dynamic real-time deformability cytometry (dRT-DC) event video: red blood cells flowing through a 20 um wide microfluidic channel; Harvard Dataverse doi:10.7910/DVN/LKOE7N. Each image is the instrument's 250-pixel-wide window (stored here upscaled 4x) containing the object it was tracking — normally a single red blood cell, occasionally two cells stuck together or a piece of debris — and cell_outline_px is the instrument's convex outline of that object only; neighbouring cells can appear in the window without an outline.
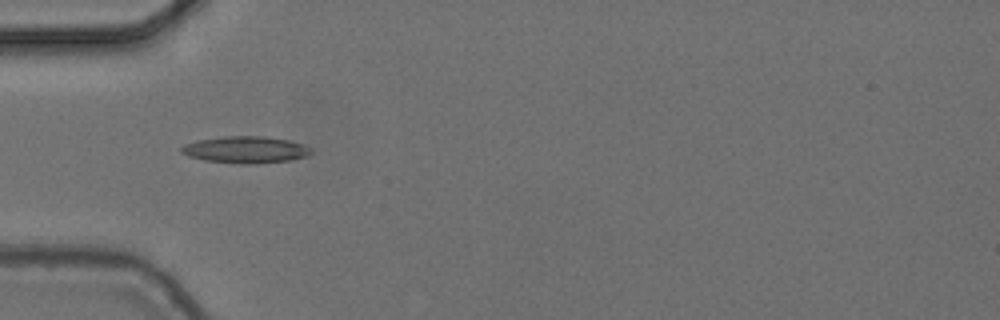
{"species": "common noctule bat (a hibernating species)", "species_latin": "Nyctalus noctula", "temperature_condition": "cold", "stored_images_in_passage": 6, "camera_frame_rate_fps": 3000, "um_per_image_px": 0.085, "animal": {"sex": "female", "body_mass_g": 24.6, "forearm_length_mm": 56.2}, "frame": {"image": 1, "passage_image": 5, "time_ms": 1.333, "image_size_px": [1000, 320], "cell_outline_px": [[312, 152], [308, 156], [292, 160], [256, 164], [240, 164], [204, 160], [188, 156], [180, 152], [180, 148], [184, 144], [196, 140], [224, 136], [264, 136], [288, 140], [312, 148]], "centroid_in_image_um": [20.86, 12.73], "position_along_channel_um": 64.1, "area_um2": 20.46}}
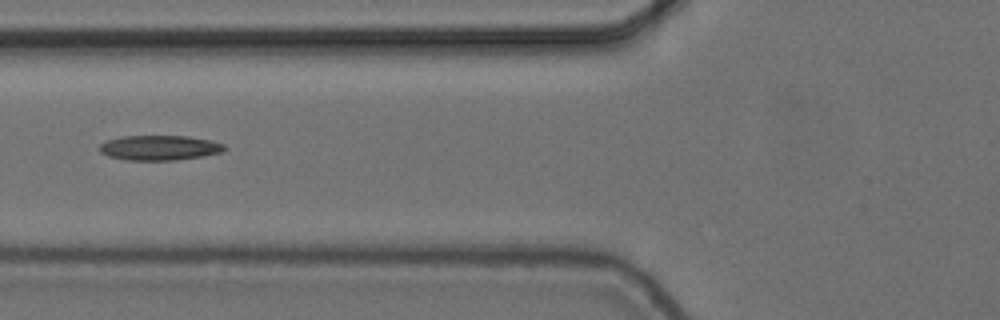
{"frame": {"image": 2, "passage_image": 6, "time_ms": 1.667, "image_size_px": [1000, 320], "cell_outline_px": [[228, 148], [220, 152], [204, 156], [176, 160], [124, 160], [108, 156], [100, 152], [100, 144], [108, 140], [124, 136], [188, 136], [212, 140], [224, 144]], "centroid_in_image_um": [13.58, 12.56], "position_along_channel_um": 112.2, "area_um2": 18.21}}